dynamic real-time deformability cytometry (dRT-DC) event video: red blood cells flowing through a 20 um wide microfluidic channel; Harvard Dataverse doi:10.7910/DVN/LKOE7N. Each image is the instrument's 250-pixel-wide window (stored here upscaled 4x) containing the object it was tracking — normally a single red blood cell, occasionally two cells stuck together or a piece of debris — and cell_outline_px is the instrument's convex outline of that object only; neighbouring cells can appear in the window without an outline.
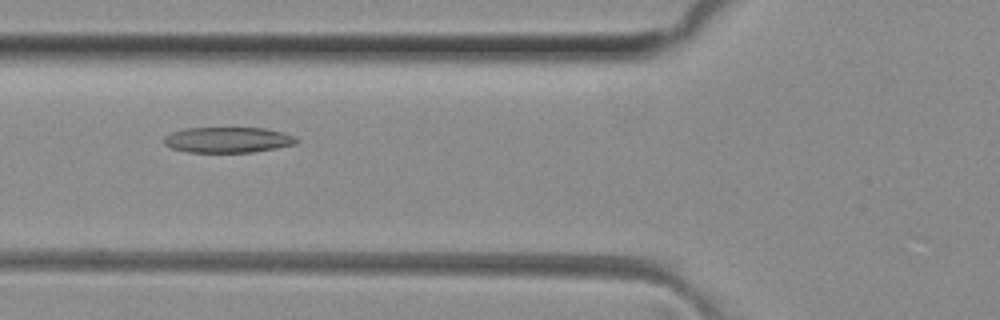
{"species": "common noctule bat (a hibernating species)", "species_latin": "Nyctalus noctula", "temperature_condition": "room temperature", "stored_images_in_passage": 30, "camera_frame_rate_fps": 3000, "um_per_image_px": 0.085, "animal": {"sex": "female", "body_mass_g": 29.2, "forearm_length_mm": 56.3}, "frame": {"image": 1, "passage_image": 4, "time_ms": 1.0, "image_size_px": [1000, 320], "cell_outline_px": [[296, 144], [276, 148], [252, 152], [188, 152], [172, 148], [164, 144], [164, 136], [172, 132], [184, 128], [264, 128], [284, 132], [296, 136]], "centroid_in_image_um": [19.36, 11.88], "position_along_channel_um": 106.4, "area_um2": 19.77}}
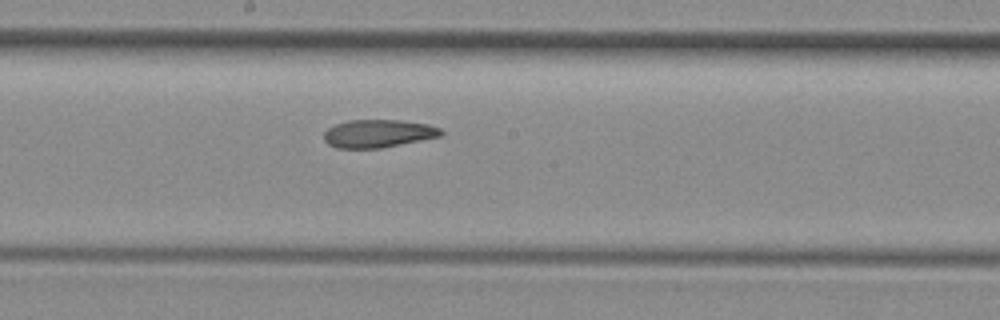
{"frame": {"image": 2, "passage_image": 12, "time_ms": 3.667, "image_size_px": [1000, 320], "cell_outline_px": [[444, 132], [440, 136], [380, 148], [336, 148], [328, 144], [324, 140], [324, 132], [328, 128], [336, 124], [348, 120], [400, 120], [428, 124], [440, 128]], "centroid_in_image_um": [32.12, 11.34], "position_along_channel_um": 216.1, "area_um2": 18.96}}
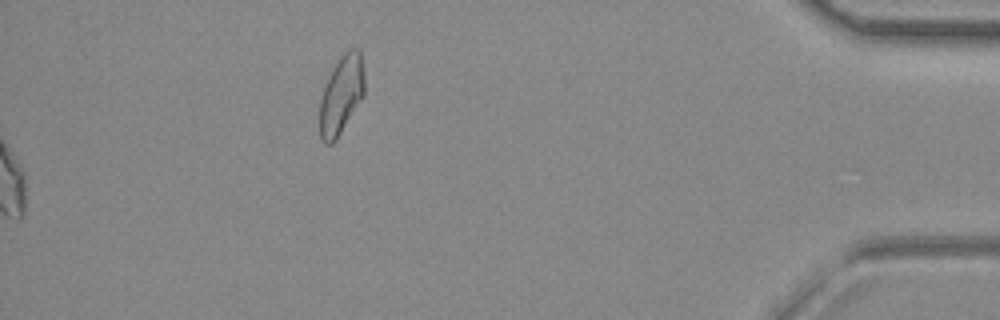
{"frame": {"image": 3, "passage_image": 30, "time_ms": 9.667, "image_size_px": [1000, 320], "cell_outline_px": [[364, 96], [336, 140], [332, 144], [324, 144], [320, 140], [320, 100], [324, 88], [332, 68], [336, 60], [348, 48], [360, 48], [364, 72]], "centroid_in_image_um": [29.02, 8.04], "position_along_channel_um": 406.2, "area_um2": 20.75}, "authors_computed_cell_mechanics": {"area_um2": 20.0855, "velocity_mm_per_s": 4.1039, "shape_relaxation_time_tau1_ms": null, "shape_relaxation_time_tau2_ms": 3.7559, "deformation_change_tau1": null, "deformation_change_tau2": 0.1161}}